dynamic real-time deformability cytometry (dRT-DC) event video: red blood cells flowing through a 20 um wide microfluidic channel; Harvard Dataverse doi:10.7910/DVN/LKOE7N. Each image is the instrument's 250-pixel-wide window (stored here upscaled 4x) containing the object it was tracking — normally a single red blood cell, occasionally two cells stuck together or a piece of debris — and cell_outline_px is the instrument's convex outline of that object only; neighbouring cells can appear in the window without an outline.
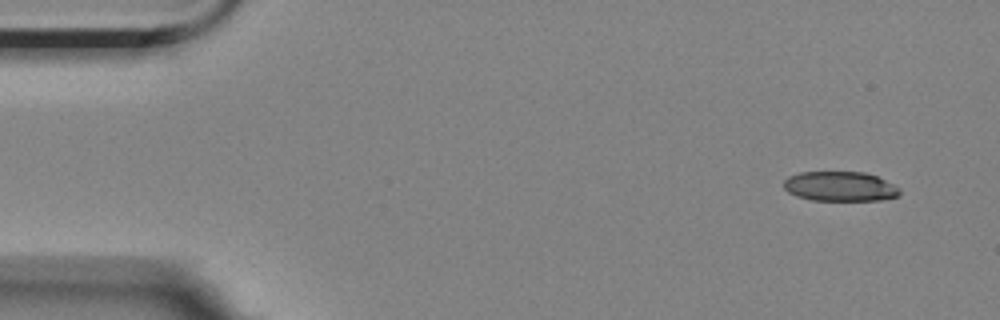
{"species": "Egyptian fruit bat (a non-hibernating species)", "species_latin": "Rousettus aegyptiacus", "temperature_condition": "room temperature", "stored_images_in_passage": 6, "camera_frame_rate_fps": 3000, "um_per_image_px": 0.085, "animal": {"sex": "female"}, "frame": {"image": 1, "passage_image": 1, "time_ms": 0.0, "image_size_px": [1000, 320], "cell_outline_px": [[900, 196], [880, 200], [812, 200], [796, 196], [788, 192], [784, 188], [784, 180], [788, 176], [800, 172], [864, 172], [876, 176], [900, 188]], "centroid_in_image_um": [71.39, 15.84], "position_along_channel_um": 13.6, "area_um2": 20.06}}
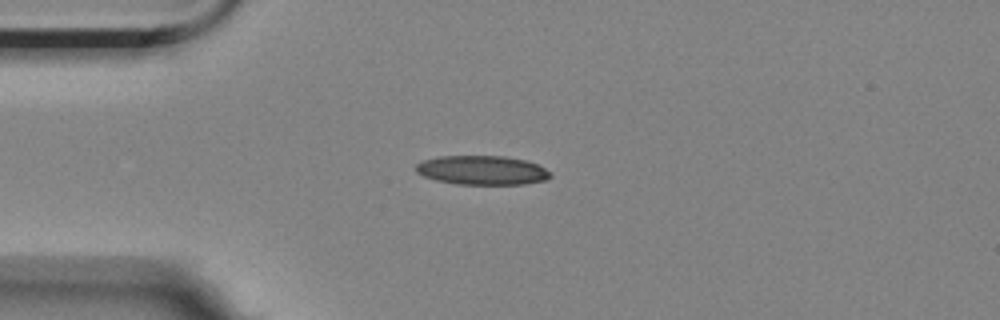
{"frame": {"image": 2, "passage_image": 4, "time_ms": 3.333, "image_size_px": [1000, 320], "cell_outline_px": [[552, 176], [544, 180], [524, 184], [456, 184], [436, 180], [424, 176], [416, 172], [416, 164], [424, 160], [440, 156], [504, 156], [524, 160], [536, 164], [552, 172]], "centroid_in_image_um": [40.98, 14.47], "position_along_channel_um": 44.0, "area_um2": 22.72}}
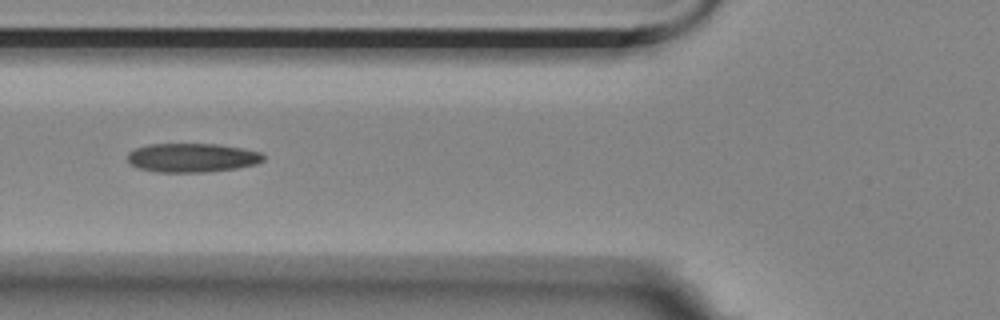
{"frame": {"image": 3, "passage_image": 6, "time_ms": 5.667, "image_size_px": [1000, 320], "cell_outline_px": [[264, 160], [256, 164], [236, 168], [204, 172], [156, 172], [140, 168], [132, 164], [128, 160], [128, 152], [136, 148], [148, 144], [216, 144], [244, 148], [260, 152], [264, 156]], "centroid_in_image_um": [16.34, 13.4], "position_along_channel_um": 109.5, "area_um2": 22.83}}